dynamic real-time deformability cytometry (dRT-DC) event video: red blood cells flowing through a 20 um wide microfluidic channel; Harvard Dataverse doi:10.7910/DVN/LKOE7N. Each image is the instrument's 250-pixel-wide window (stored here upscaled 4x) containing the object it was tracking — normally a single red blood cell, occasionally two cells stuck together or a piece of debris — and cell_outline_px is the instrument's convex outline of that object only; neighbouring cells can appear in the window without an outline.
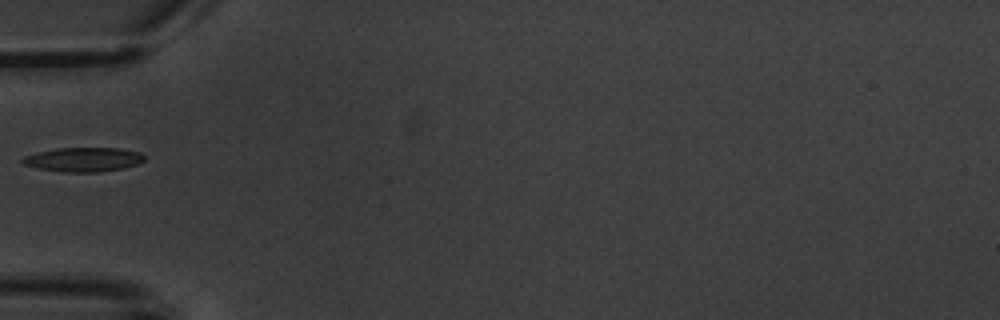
{"species": "common noctule bat (a hibernating species)", "species_latin": "Nyctalus noctula", "temperature_condition": "warm", "stored_images_in_passage": 6, "camera_frame_rate_fps": 3000, "um_per_image_px": 0.085, "animal": {"sex": "male", "body_mass_g": 20.1, "forearm_length_mm": 53.5}, "frame": {"image": 1, "passage_image": 5, "time_ms": 6.333, "image_size_px": [1000, 320], "cell_outline_px": [[144, 160], [136, 164], [124, 168], [100, 172], [64, 172], [36, 168], [24, 164], [20, 160], [24, 156], [40, 152], [60, 148], [120, 148], [140, 152], [144, 156]], "centroid_in_image_um": [7.1, 13.56], "position_along_channel_um": 77.9, "area_um2": 17.11}}